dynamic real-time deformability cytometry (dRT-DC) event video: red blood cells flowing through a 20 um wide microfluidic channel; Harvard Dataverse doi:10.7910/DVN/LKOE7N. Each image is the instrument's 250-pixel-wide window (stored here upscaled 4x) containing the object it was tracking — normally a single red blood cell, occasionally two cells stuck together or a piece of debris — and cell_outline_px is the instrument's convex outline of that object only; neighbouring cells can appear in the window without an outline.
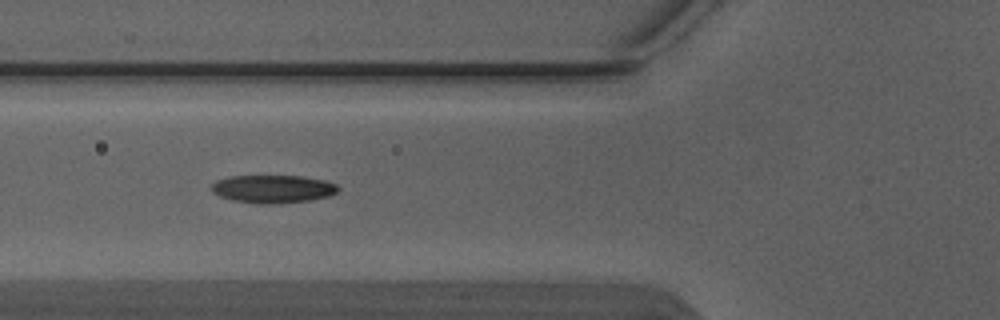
{"species": "Egyptian fruit bat (a non-hibernating species)", "species_latin": "Rousettus aegyptiacus", "temperature_condition": "warm", "stored_images_in_passage": 6, "camera_frame_rate_fps": 3000, "um_per_image_px": 0.085, "animal": {"sex": "male"}, "frame": {"image": 1, "passage_image": 4, "time_ms": 1.0, "image_size_px": [1000, 320], "cell_outline_px": [[340, 188], [336, 192], [328, 196], [312, 200], [268, 204], [260, 204], [232, 200], [220, 196], [212, 192], [212, 184], [216, 180], [232, 176], [300, 176], [324, 180], [336, 184]], "centroid_in_image_um": [23.2, 16.06], "position_along_channel_um": 102.6, "area_um2": 20.52}}
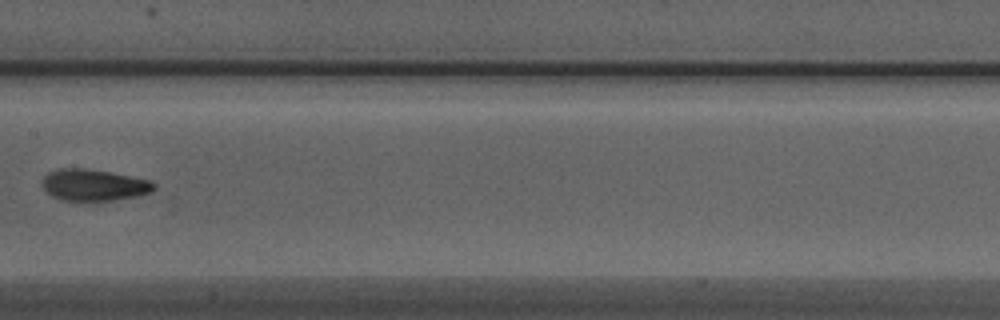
{"frame": {"image": 2, "passage_image": 6, "time_ms": 1.667, "image_size_px": [1000, 320], "cell_outline_px": [[156, 188], [152, 192], [140, 196], [112, 200], [60, 200], [52, 196], [40, 184], [44, 176], [48, 172], [56, 168], [84, 168], [108, 172], [148, 180], [156, 184]], "centroid_in_image_um": [7.95, 15.72], "position_along_channel_um": 199.4, "area_um2": 20.52}}